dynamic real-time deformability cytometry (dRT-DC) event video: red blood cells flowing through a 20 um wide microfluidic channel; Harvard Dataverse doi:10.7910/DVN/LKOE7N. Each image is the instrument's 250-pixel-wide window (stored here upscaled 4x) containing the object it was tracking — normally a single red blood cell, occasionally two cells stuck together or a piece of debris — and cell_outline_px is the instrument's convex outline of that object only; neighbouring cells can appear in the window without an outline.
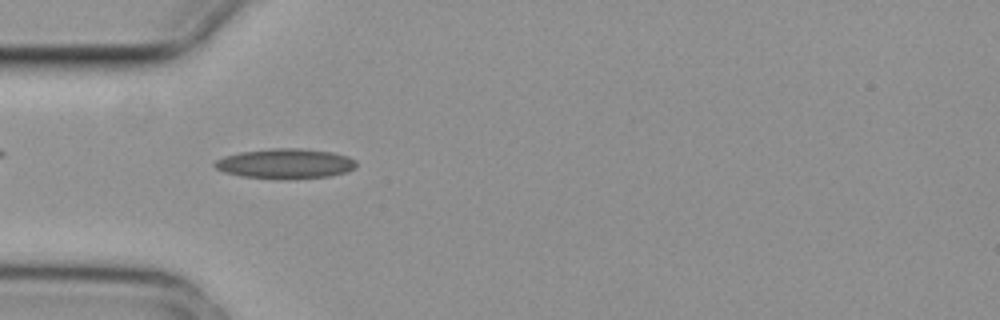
{"species": "common noctule bat (a hibernating species)", "species_latin": "Nyctalus noctula", "temperature_condition": "cold", "stored_images_in_passage": 5, "camera_frame_rate_fps": 3000, "um_per_image_px": 0.085, "animal": {"sex": "female", "body_mass_g": 29.2, "forearm_length_mm": 56.3}, "frame": {"image": 1, "passage_image": 4, "time_ms": 1.0, "image_size_px": [1000, 320], "cell_outline_px": [[356, 168], [344, 172], [328, 176], [280, 180], [276, 180], [240, 176], [224, 172], [216, 168], [212, 164], [216, 160], [224, 156], [240, 152], [272, 148], [300, 148], [332, 152], [348, 156], [356, 160]], "centroid_in_image_um": [24.23, 13.91], "position_along_channel_um": 60.8, "area_um2": 24.97}}
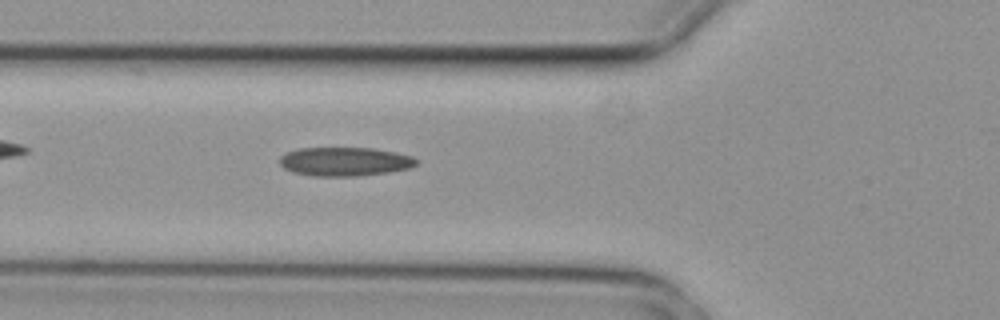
{"frame": {"image": 2, "passage_image": 5, "time_ms": 1.333, "image_size_px": [1000, 320], "cell_outline_px": [[420, 160], [416, 164], [408, 168], [388, 172], [360, 176], [312, 176], [292, 172], [284, 168], [280, 164], [280, 156], [296, 148], [372, 148], [396, 152], [412, 156]], "centroid_in_image_um": [29.3, 13.73], "position_along_channel_um": 96.5, "area_um2": 23.06}}